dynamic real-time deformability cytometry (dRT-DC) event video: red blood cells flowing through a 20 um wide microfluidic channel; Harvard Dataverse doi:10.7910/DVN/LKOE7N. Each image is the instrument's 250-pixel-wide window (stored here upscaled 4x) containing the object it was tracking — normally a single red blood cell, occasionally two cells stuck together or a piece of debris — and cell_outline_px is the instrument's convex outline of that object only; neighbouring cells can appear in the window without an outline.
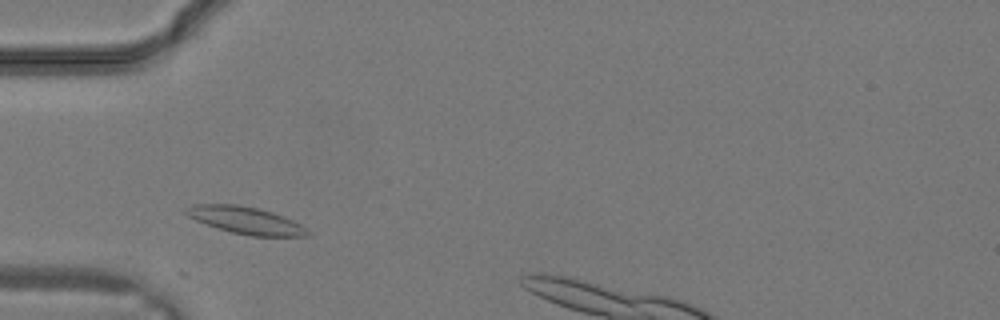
{"species": "common noctule bat (a hibernating species)", "species_latin": "Nyctalus noctula", "temperature_condition": "warm", "stored_images_in_passage": 25, "camera_frame_rate_fps": 3000, "um_per_image_px": 0.085, "animal": {"sex": "male", "body_mass_g": 19.2, "forearm_length_mm": 51.8}, "frame": {"image": 1, "passage_image": 3, "time_ms": 0.667, "image_size_px": [1000, 320], "cell_outline_px": [[312, 236], [252, 236], [232, 232], [196, 220], [188, 216], [184, 212], [184, 208], [192, 204], [236, 204], [256, 208], [272, 212], [292, 220], [308, 228], [312, 232]], "centroid_in_image_um": [20.92, 18.73], "position_along_channel_um": 64.1, "area_um2": 19.13}}
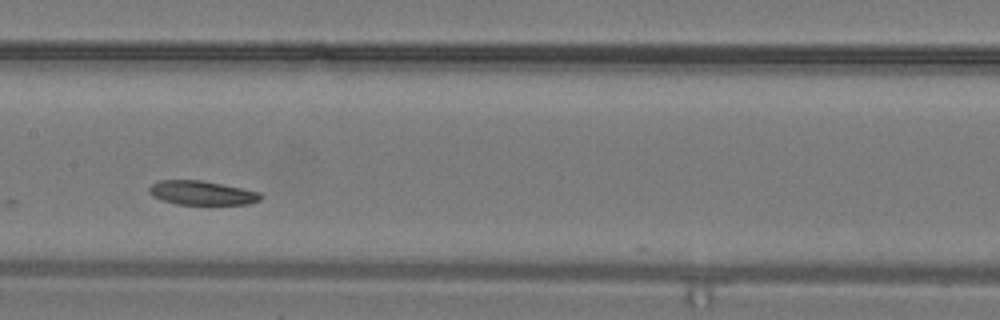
{"frame": {"image": 2, "passage_image": 9, "time_ms": 2.667, "image_size_px": [1000, 320], "cell_outline_px": [[264, 196], [260, 200], [248, 204], [176, 204], [152, 196], [148, 192], [148, 188], [152, 184], [160, 180], [204, 180], [260, 192]], "centroid_in_image_um": [17.17, 16.39], "position_along_channel_um": 190.2, "area_um2": 15.66}}
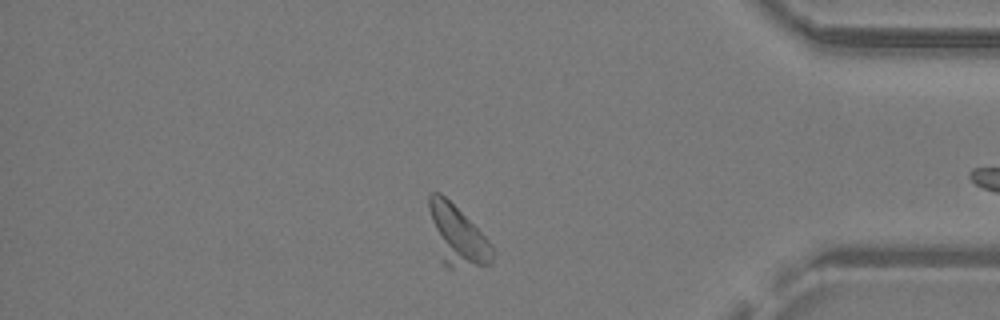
{"frame": {"image": 3, "passage_image": 20, "time_ms": 6.333, "image_size_px": [1000, 320], "cell_outline_px": [[492, 264], [452, 268], [448, 268], [444, 264], [428, 208], [428, 196], [432, 192], [440, 192], [492, 244]], "centroid_in_image_um": [38.88, 20.01], "position_along_channel_um": 396.3, "area_um2": 20.98}}